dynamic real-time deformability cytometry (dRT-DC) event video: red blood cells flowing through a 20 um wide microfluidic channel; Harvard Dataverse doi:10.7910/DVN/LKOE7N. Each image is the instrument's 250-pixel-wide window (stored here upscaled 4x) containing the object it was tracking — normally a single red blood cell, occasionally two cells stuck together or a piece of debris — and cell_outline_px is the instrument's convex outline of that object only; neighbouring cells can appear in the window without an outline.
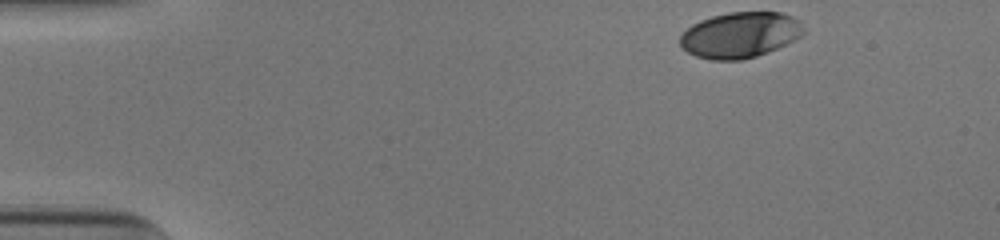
{"species": "human", "species_latin": "Homo sapiens", "temperature_condition": "cold", "stored_images_in_passage": 38, "camera_frame_rate_fps": 3000, "um_per_image_px": 0.085, "donor": {"sex": "male"}, "frame": {"image": 1, "passage_image": 1, "time_ms": 0.0, "image_size_px": [1000, 240], "cell_outline_px": [[804, 32], [800, 36], [768, 52], [756, 56], [740, 60], [712, 60], [696, 56], [688, 52], [680, 44], [680, 36], [692, 24], [700, 20], [712, 16], [728, 12], [780, 12], [792, 16], [800, 20], [804, 28]], "centroid_in_image_um": [62.91, 2.96], "position_along_channel_um": 22.1, "area_um2": 32.77}}
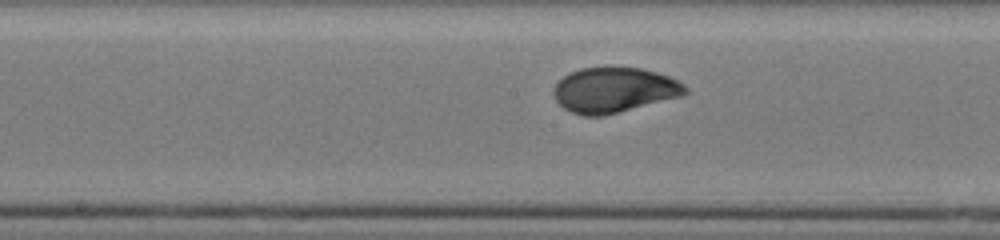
{"frame": {"image": 2, "passage_image": 22, "time_ms": 7.0, "image_size_px": [1000, 240], "cell_outline_px": [[688, 92], [684, 96], [604, 116], [584, 116], [572, 112], [564, 108], [556, 100], [552, 92], [556, 84], [564, 76], [580, 68], [640, 68], [656, 72], [668, 76], [684, 84], [688, 88]], "centroid_in_image_um": [52.23, 7.67], "position_along_channel_um": 196.0, "area_um2": 34.56}}
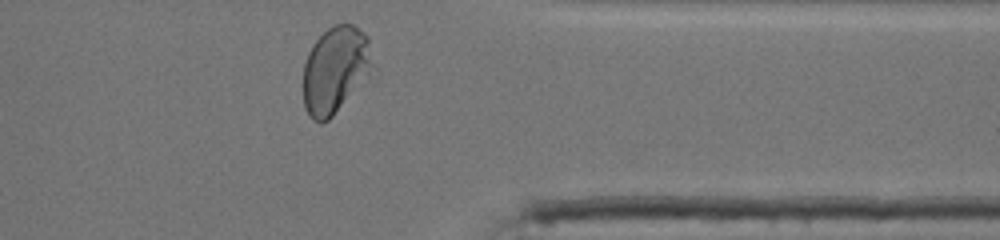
{"frame": {"image": 3, "passage_image": 37, "time_ms": 12.0, "image_size_px": [1000, 240], "cell_outline_px": [[376, 68], [332, 116], [328, 120], [320, 124], [312, 120], [304, 104], [304, 64], [308, 52], [312, 44], [328, 28], [336, 24], [352, 24], [364, 32], [368, 36]], "centroid_in_image_um": [28.54, 5.92], "position_along_channel_um": 382.9, "area_um2": 35.32}, "authors_computed_cell_mechanics": {"area_um2": 34.2176, "velocity_mm_per_s": 3.884, "shape_relaxation_time_tau1_ms": 5.8199, "shape_relaxation_time_tau2_ms": null, "deformation_change_tau1": 0.2133, "deformation_change_tau2": null}}